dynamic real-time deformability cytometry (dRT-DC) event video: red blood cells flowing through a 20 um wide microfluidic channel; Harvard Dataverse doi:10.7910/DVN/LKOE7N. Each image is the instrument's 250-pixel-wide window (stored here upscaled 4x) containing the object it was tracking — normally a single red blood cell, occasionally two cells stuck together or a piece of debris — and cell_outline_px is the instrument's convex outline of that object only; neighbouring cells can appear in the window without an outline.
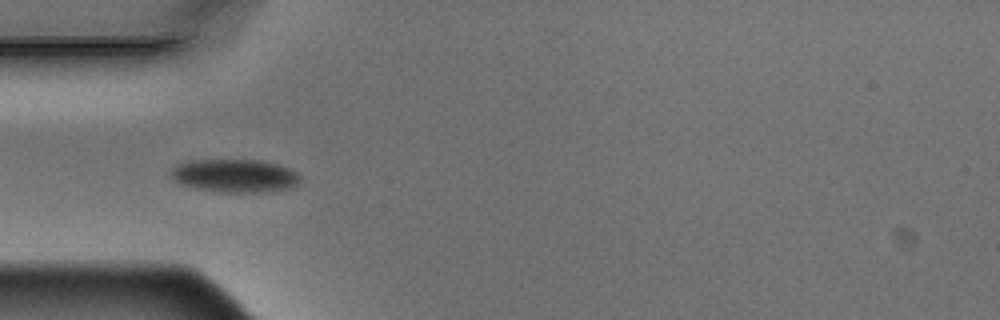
{"species": "Egyptian fruit bat (a non-hibernating species)", "species_latin": "Rousettus aegyptiacus", "temperature_condition": "warm", "stored_images_in_passage": 6, "camera_frame_rate_fps": 3000, "um_per_image_px": 0.085, "animal": {"sex": "male"}, "frame": {"image": 1, "passage_image": 2, "time_ms": 0.333, "image_size_px": [1000, 320], "cell_outline_px": [[300, 184], [292, 188], [268, 192], [216, 192], [192, 188], [180, 184], [172, 180], [172, 168], [188, 160], [260, 160], [276, 164], [288, 168], [296, 172], [300, 176]], "centroid_in_image_um": [19.97, 14.96], "position_along_channel_um": 65.0, "area_um2": 25.26}}
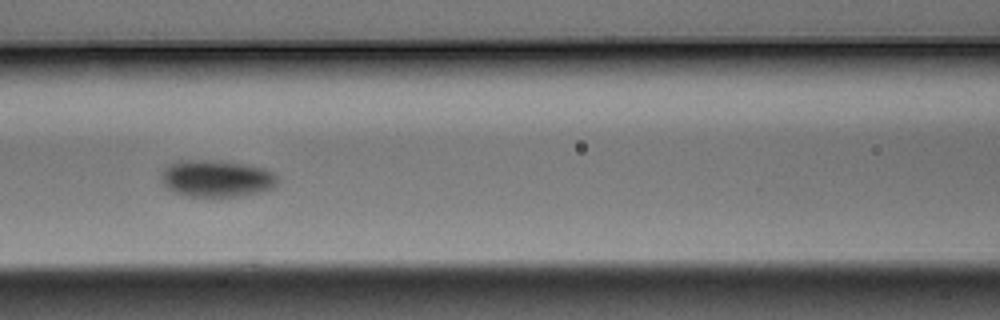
{"frame": {"image": 2, "passage_image": 4, "time_ms": 1.0, "image_size_px": [1000, 320], "cell_outline_px": [[276, 188], [260, 192], [240, 196], [188, 196], [164, 188], [160, 180], [160, 168], [172, 160], [220, 160], [244, 164], [264, 168], [272, 172], [276, 176]], "centroid_in_image_um": [18.31, 15.15], "position_along_channel_um": 148.3, "area_um2": 25.61}}
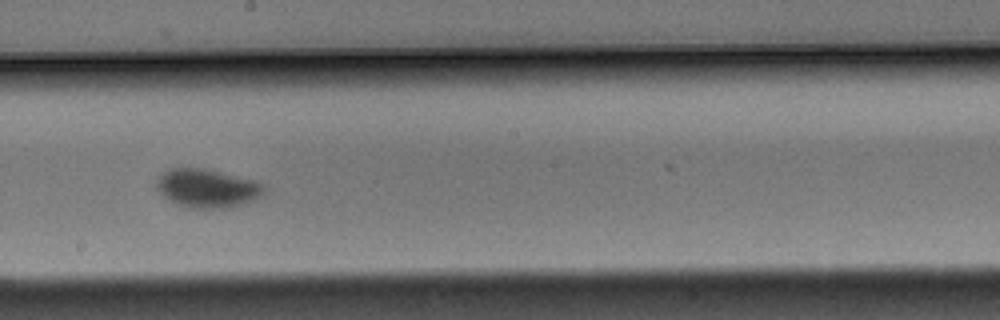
{"frame": {"image": 3, "passage_image": 6, "time_ms": 1.667, "image_size_px": [1000, 320], "cell_outline_px": [[268, 188], [256, 200], [228, 208], [188, 208], [164, 196], [156, 188], [156, 180], [168, 168], [204, 168], [252, 180], [264, 184]], "centroid_in_image_um": [17.64, 16.0], "position_along_channel_um": 230.6, "area_um2": 24.04}}